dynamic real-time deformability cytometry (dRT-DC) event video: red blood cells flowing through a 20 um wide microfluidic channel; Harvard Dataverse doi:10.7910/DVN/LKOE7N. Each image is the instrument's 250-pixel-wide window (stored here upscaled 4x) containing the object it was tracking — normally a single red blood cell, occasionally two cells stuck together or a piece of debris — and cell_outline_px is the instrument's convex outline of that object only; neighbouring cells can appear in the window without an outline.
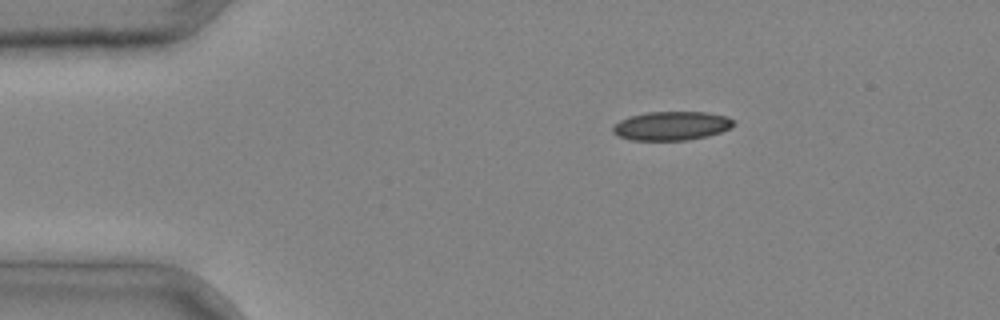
{"species": "common noctule bat (a hibernating species)", "species_latin": "Nyctalus noctula", "temperature_condition": "cold", "stored_images_in_passage": 2, "camera_frame_rate_fps": 3000, "um_per_image_px": 0.085, "animal": {"sex": "male", "body_mass_g": 20.4}, "frame": {"image": 1, "passage_image": 1, "time_ms": 0.0, "image_size_px": [1000, 320], "cell_outline_px": [[736, 124], [732, 128], [708, 136], [688, 140], [628, 140], [612, 132], [612, 128], [620, 120], [628, 116], [648, 112], [708, 112], [728, 116], [736, 120]], "centroid_in_image_um": [57.14, 10.69], "position_along_channel_um": 27.9, "area_um2": 20.58}}